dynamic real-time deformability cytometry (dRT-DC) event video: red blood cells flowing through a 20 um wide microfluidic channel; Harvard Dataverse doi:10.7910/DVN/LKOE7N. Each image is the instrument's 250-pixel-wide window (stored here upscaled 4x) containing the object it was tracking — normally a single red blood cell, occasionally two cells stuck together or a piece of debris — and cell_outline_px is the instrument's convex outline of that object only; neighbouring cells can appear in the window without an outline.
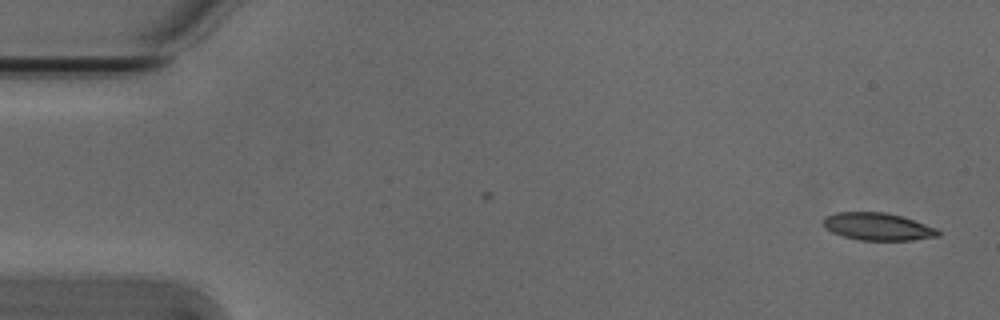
{"species": "Egyptian fruit bat (a non-hibernating species)", "species_latin": "Rousettus aegyptiacus", "temperature_condition": "cold", "stored_images_in_passage": 5, "segment_of_instrument_passage": [2, 2], "camera_frame_rate_fps": 3000, "um_per_image_px": 0.085, "animal": {"sex": "male"}, "frame": {"image": 1, "passage_image": 5, "time_ms": 1.333, "image_size_px": [1000, 320], "cell_outline_px": [[940, 236], [912, 240], [860, 240], [844, 236], [832, 232], [824, 224], [824, 220], [828, 216], [836, 212], [884, 212], [900, 216], [936, 228], [940, 232]], "centroid_in_image_um": [74.64, 19.26], "position_along_channel_um": 10.4, "area_um2": 17.98}}